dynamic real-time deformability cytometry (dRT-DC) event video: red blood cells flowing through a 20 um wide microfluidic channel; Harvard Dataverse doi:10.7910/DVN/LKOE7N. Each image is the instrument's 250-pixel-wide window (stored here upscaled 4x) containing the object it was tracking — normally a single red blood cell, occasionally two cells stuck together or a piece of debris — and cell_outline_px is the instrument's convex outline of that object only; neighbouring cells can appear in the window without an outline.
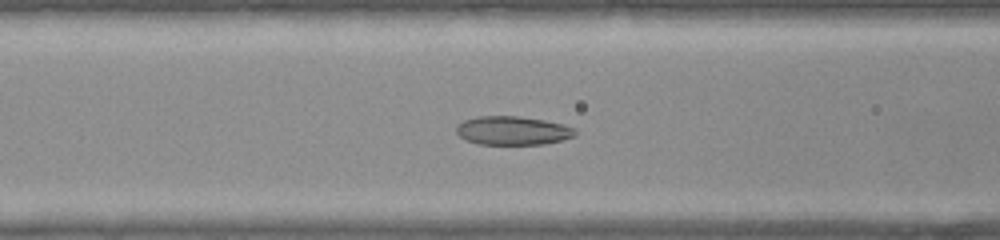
{"species": "common noctule bat (a hibernating species)", "species_latin": "Nyctalus noctula", "temperature_condition": "warm", "stored_images_in_passage": 41, "camera_frame_rate_fps": 3000, "um_per_image_px": 0.085, "animal": {"sex": "female", "body_mass_g": 22.0, "forearm_length_mm": 56.7}, "frame": {"image": 1, "passage_image": 16, "time_ms": 5.0, "image_size_px": [1000, 240], "cell_outline_px": [[576, 136], [564, 140], [544, 144], [476, 144], [464, 140], [456, 132], [456, 124], [464, 120], [476, 116], [516, 116], [544, 120], [564, 124], [572, 128], [576, 132]], "centroid_in_image_um": [43.55, 11.1], "position_along_channel_um": 123.0, "area_um2": 20.06}}
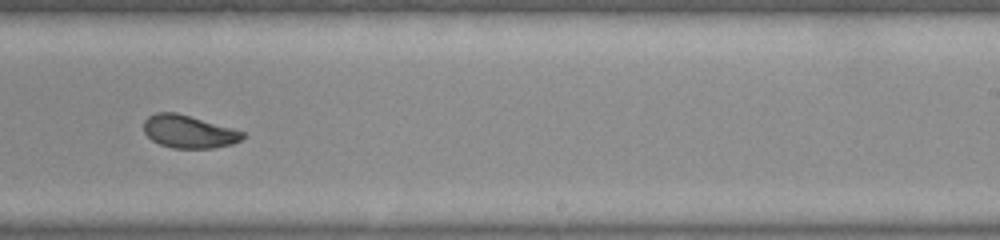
{"frame": {"image": 2, "passage_image": 25, "time_ms": 8.0, "image_size_px": [1000, 240], "cell_outline_px": [[248, 136], [232, 144], [212, 148], [172, 148], [160, 144], [152, 140], [144, 132], [144, 120], [148, 116], [156, 112], [176, 112], [232, 128], [244, 132]], "centroid_in_image_um": [16.04, 11.19], "position_along_channel_um": 273.0, "area_um2": 18.9}}
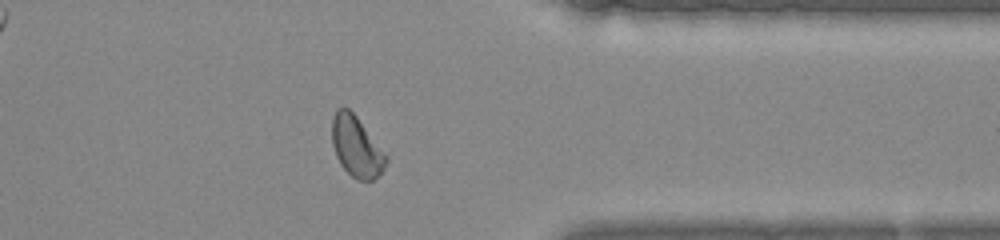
{"frame": {"image": 3, "passage_image": 32, "time_ms": 10.333, "image_size_px": [1000, 240], "cell_outline_px": [[388, 160], [384, 168], [372, 180], [356, 180], [340, 164], [336, 156], [332, 144], [332, 120], [336, 108], [348, 108], [356, 116], [388, 156]], "centroid_in_image_um": [30.29, 12.46], "position_along_channel_um": 381.1, "area_um2": 18.9}}